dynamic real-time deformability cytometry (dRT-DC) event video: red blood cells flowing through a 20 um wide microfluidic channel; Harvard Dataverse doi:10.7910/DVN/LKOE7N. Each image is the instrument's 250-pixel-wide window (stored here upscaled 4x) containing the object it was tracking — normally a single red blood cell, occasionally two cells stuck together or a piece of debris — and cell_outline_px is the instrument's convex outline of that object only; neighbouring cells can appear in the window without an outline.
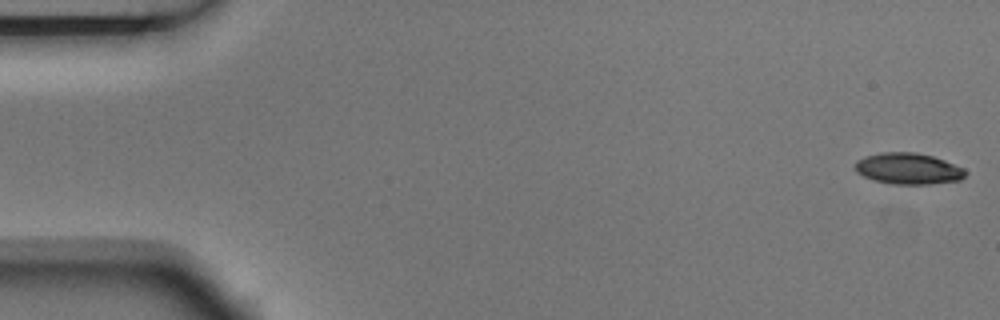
{"species": "Egyptian fruit bat (a non-hibernating species)", "species_latin": "Rousettus aegyptiacus", "temperature_condition": "room temperature", "stored_images_in_passage": 4, "camera_frame_rate_fps": 3000, "um_per_image_px": 0.085, "animal": {"sex": "male"}, "frame": {"image": 1, "passage_image": 1, "time_ms": 0.0, "image_size_px": [1000, 320], "cell_outline_px": [[968, 172], [960, 180], [928, 184], [892, 184], [876, 180], [864, 176], [856, 172], [856, 160], [864, 156], [880, 152], [916, 152], [932, 156], [944, 160], [964, 168]], "centroid_in_image_um": [77.21, 14.32], "position_along_channel_um": 7.8, "area_um2": 20.06}}